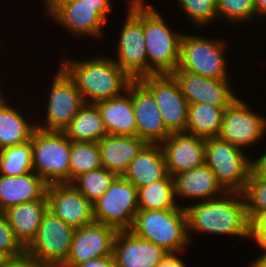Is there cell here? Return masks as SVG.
I'll use <instances>...</instances> for the list:
<instances>
[{
	"mask_svg": "<svg viewBox=\"0 0 266 267\" xmlns=\"http://www.w3.org/2000/svg\"><path fill=\"white\" fill-rule=\"evenodd\" d=\"M31 145L33 171L48 185L69 183L71 140L66 134L36 128Z\"/></svg>",
	"mask_w": 266,
	"mask_h": 267,
	"instance_id": "5b68a950",
	"label": "cell"
},
{
	"mask_svg": "<svg viewBox=\"0 0 266 267\" xmlns=\"http://www.w3.org/2000/svg\"><path fill=\"white\" fill-rule=\"evenodd\" d=\"M177 254L178 253H168L156 267H186Z\"/></svg>",
	"mask_w": 266,
	"mask_h": 267,
	"instance_id": "b9f144b4",
	"label": "cell"
},
{
	"mask_svg": "<svg viewBox=\"0 0 266 267\" xmlns=\"http://www.w3.org/2000/svg\"><path fill=\"white\" fill-rule=\"evenodd\" d=\"M225 109L205 103L189 104L184 133L205 139L218 137Z\"/></svg>",
	"mask_w": 266,
	"mask_h": 267,
	"instance_id": "f1b7e54d",
	"label": "cell"
},
{
	"mask_svg": "<svg viewBox=\"0 0 266 267\" xmlns=\"http://www.w3.org/2000/svg\"><path fill=\"white\" fill-rule=\"evenodd\" d=\"M174 181L175 196L193 198L203 201L219 197L216 194L227 191L218 182L212 170L206 165H201L189 171H184L172 176Z\"/></svg>",
	"mask_w": 266,
	"mask_h": 267,
	"instance_id": "603a6c76",
	"label": "cell"
},
{
	"mask_svg": "<svg viewBox=\"0 0 266 267\" xmlns=\"http://www.w3.org/2000/svg\"><path fill=\"white\" fill-rule=\"evenodd\" d=\"M9 260L10 257L6 253L0 251V267H6Z\"/></svg>",
	"mask_w": 266,
	"mask_h": 267,
	"instance_id": "bcb514c9",
	"label": "cell"
},
{
	"mask_svg": "<svg viewBox=\"0 0 266 267\" xmlns=\"http://www.w3.org/2000/svg\"><path fill=\"white\" fill-rule=\"evenodd\" d=\"M249 238L255 240L266 255V213H248Z\"/></svg>",
	"mask_w": 266,
	"mask_h": 267,
	"instance_id": "74e56055",
	"label": "cell"
},
{
	"mask_svg": "<svg viewBox=\"0 0 266 267\" xmlns=\"http://www.w3.org/2000/svg\"><path fill=\"white\" fill-rule=\"evenodd\" d=\"M60 67L75 82L86 103H97L119 96L132 81L114 59L106 57L75 62L66 59Z\"/></svg>",
	"mask_w": 266,
	"mask_h": 267,
	"instance_id": "7a4b0ae2",
	"label": "cell"
},
{
	"mask_svg": "<svg viewBox=\"0 0 266 267\" xmlns=\"http://www.w3.org/2000/svg\"><path fill=\"white\" fill-rule=\"evenodd\" d=\"M6 267H51L50 265L41 262L39 259L27 254L22 253L19 256L10 258Z\"/></svg>",
	"mask_w": 266,
	"mask_h": 267,
	"instance_id": "f35d334b",
	"label": "cell"
},
{
	"mask_svg": "<svg viewBox=\"0 0 266 267\" xmlns=\"http://www.w3.org/2000/svg\"><path fill=\"white\" fill-rule=\"evenodd\" d=\"M139 81L153 94L170 133H184L189 103L171 74L145 76Z\"/></svg>",
	"mask_w": 266,
	"mask_h": 267,
	"instance_id": "7c38bea8",
	"label": "cell"
},
{
	"mask_svg": "<svg viewBox=\"0 0 266 267\" xmlns=\"http://www.w3.org/2000/svg\"><path fill=\"white\" fill-rule=\"evenodd\" d=\"M189 104L205 103L227 108L236 99L228 79H213L196 75L178 67L171 73Z\"/></svg>",
	"mask_w": 266,
	"mask_h": 267,
	"instance_id": "9a60e30c",
	"label": "cell"
},
{
	"mask_svg": "<svg viewBox=\"0 0 266 267\" xmlns=\"http://www.w3.org/2000/svg\"><path fill=\"white\" fill-rule=\"evenodd\" d=\"M127 19L120 33L117 61L132 79L148 76V59L143 32V0H129Z\"/></svg>",
	"mask_w": 266,
	"mask_h": 267,
	"instance_id": "52a82bcc",
	"label": "cell"
},
{
	"mask_svg": "<svg viewBox=\"0 0 266 267\" xmlns=\"http://www.w3.org/2000/svg\"><path fill=\"white\" fill-rule=\"evenodd\" d=\"M143 32L148 59V76L171 74L179 64L183 34L171 31L157 9L144 5Z\"/></svg>",
	"mask_w": 266,
	"mask_h": 267,
	"instance_id": "277c9868",
	"label": "cell"
},
{
	"mask_svg": "<svg viewBox=\"0 0 266 267\" xmlns=\"http://www.w3.org/2000/svg\"><path fill=\"white\" fill-rule=\"evenodd\" d=\"M51 87L46 125H35L43 131L63 132L85 102L75 82L60 66Z\"/></svg>",
	"mask_w": 266,
	"mask_h": 267,
	"instance_id": "4fadbf2b",
	"label": "cell"
},
{
	"mask_svg": "<svg viewBox=\"0 0 266 267\" xmlns=\"http://www.w3.org/2000/svg\"><path fill=\"white\" fill-rule=\"evenodd\" d=\"M69 183L80 174L102 168L98 142L71 141Z\"/></svg>",
	"mask_w": 266,
	"mask_h": 267,
	"instance_id": "4dcf8cb0",
	"label": "cell"
},
{
	"mask_svg": "<svg viewBox=\"0 0 266 267\" xmlns=\"http://www.w3.org/2000/svg\"><path fill=\"white\" fill-rule=\"evenodd\" d=\"M259 178L266 180V153H263L256 161L252 160L251 169Z\"/></svg>",
	"mask_w": 266,
	"mask_h": 267,
	"instance_id": "60d3db41",
	"label": "cell"
},
{
	"mask_svg": "<svg viewBox=\"0 0 266 267\" xmlns=\"http://www.w3.org/2000/svg\"><path fill=\"white\" fill-rule=\"evenodd\" d=\"M46 197L48 210L74 229L94 222L93 204L71 183L49 184Z\"/></svg>",
	"mask_w": 266,
	"mask_h": 267,
	"instance_id": "ac0fdd59",
	"label": "cell"
},
{
	"mask_svg": "<svg viewBox=\"0 0 266 267\" xmlns=\"http://www.w3.org/2000/svg\"><path fill=\"white\" fill-rule=\"evenodd\" d=\"M168 253L164 248L125 230L117 232L112 255L117 267H156Z\"/></svg>",
	"mask_w": 266,
	"mask_h": 267,
	"instance_id": "ffe728a7",
	"label": "cell"
},
{
	"mask_svg": "<svg viewBox=\"0 0 266 267\" xmlns=\"http://www.w3.org/2000/svg\"><path fill=\"white\" fill-rule=\"evenodd\" d=\"M113 227L93 222L75 230L68 258L60 267H75L91 259L110 256L117 234Z\"/></svg>",
	"mask_w": 266,
	"mask_h": 267,
	"instance_id": "2e32d148",
	"label": "cell"
},
{
	"mask_svg": "<svg viewBox=\"0 0 266 267\" xmlns=\"http://www.w3.org/2000/svg\"><path fill=\"white\" fill-rule=\"evenodd\" d=\"M47 209L48 202L45 195L40 200L14 205L2 212L17 240L25 249L34 240Z\"/></svg>",
	"mask_w": 266,
	"mask_h": 267,
	"instance_id": "484cf974",
	"label": "cell"
},
{
	"mask_svg": "<svg viewBox=\"0 0 266 267\" xmlns=\"http://www.w3.org/2000/svg\"><path fill=\"white\" fill-rule=\"evenodd\" d=\"M254 6L258 16L266 15V0H254Z\"/></svg>",
	"mask_w": 266,
	"mask_h": 267,
	"instance_id": "7bdbcfd3",
	"label": "cell"
},
{
	"mask_svg": "<svg viewBox=\"0 0 266 267\" xmlns=\"http://www.w3.org/2000/svg\"><path fill=\"white\" fill-rule=\"evenodd\" d=\"M242 194L247 213H266V180L259 178L252 170Z\"/></svg>",
	"mask_w": 266,
	"mask_h": 267,
	"instance_id": "836d02e7",
	"label": "cell"
},
{
	"mask_svg": "<svg viewBox=\"0 0 266 267\" xmlns=\"http://www.w3.org/2000/svg\"><path fill=\"white\" fill-rule=\"evenodd\" d=\"M0 251L6 253L10 258L25 252V248L17 240L8 220L2 213H0Z\"/></svg>",
	"mask_w": 266,
	"mask_h": 267,
	"instance_id": "8d00e7d4",
	"label": "cell"
},
{
	"mask_svg": "<svg viewBox=\"0 0 266 267\" xmlns=\"http://www.w3.org/2000/svg\"><path fill=\"white\" fill-rule=\"evenodd\" d=\"M75 267H117L113 255L88 260Z\"/></svg>",
	"mask_w": 266,
	"mask_h": 267,
	"instance_id": "ab89813d",
	"label": "cell"
},
{
	"mask_svg": "<svg viewBox=\"0 0 266 267\" xmlns=\"http://www.w3.org/2000/svg\"><path fill=\"white\" fill-rule=\"evenodd\" d=\"M180 7L192 22L206 25L217 18L216 0H179Z\"/></svg>",
	"mask_w": 266,
	"mask_h": 267,
	"instance_id": "d590c367",
	"label": "cell"
},
{
	"mask_svg": "<svg viewBox=\"0 0 266 267\" xmlns=\"http://www.w3.org/2000/svg\"><path fill=\"white\" fill-rule=\"evenodd\" d=\"M125 93H127L126 96L121 94L95 103L108 135L137 136L132 96L128 90Z\"/></svg>",
	"mask_w": 266,
	"mask_h": 267,
	"instance_id": "d4e9b609",
	"label": "cell"
},
{
	"mask_svg": "<svg viewBox=\"0 0 266 267\" xmlns=\"http://www.w3.org/2000/svg\"><path fill=\"white\" fill-rule=\"evenodd\" d=\"M205 164L227 192L242 193L252 169V160L241 148L219 137L206 139Z\"/></svg>",
	"mask_w": 266,
	"mask_h": 267,
	"instance_id": "8992f818",
	"label": "cell"
},
{
	"mask_svg": "<svg viewBox=\"0 0 266 267\" xmlns=\"http://www.w3.org/2000/svg\"><path fill=\"white\" fill-rule=\"evenodd\" d=\"M217 16L226 17L229 21H248L255 17L254 0H216Z\"/></svg>",
	"mask_w": 266,
	"mask_h": 267,
	"instance_id": "e575fe53",
	"label": "cell"
},
{
	"mask_svg": "<svg viewBox=\"0 0 266 267\" xmlns=\"http://www.w3.org/2000/svg\"><path fill=\"white\" fill-rule=\"evenodd\" d=\"M36 125H31L17 108L6 104L0 95V150L31 140Z\"/></svg>",
	"mask_w": 266,
	"mask_h": 267,
	"instance_id": "83f0119b",
	"label": "cell"
},
{
	"mask_svg": "<svg viewBox=\"0 0 266 267\" xmlns=\"http://www.w3.org/2000/svg\"><path fill=\"white\" fill-rule=\"evenodd\" d=\"M130 231L169 253L179 252L190 241L184 208L139 210Z\"/></svg>",
	"mask_w": 266,
	"mask_h": 267,
	"instance_id": "3957f363",
	"label": "cell"
},
{
	"mask_svg": "<svg viewBox=\"0 0 266 267\" xmlns=\"http://www.w3.org/2000/svg\"><path fill=\"white\" fill-rule=\"evenodd\" d=\"M47 186L34 171L20 176L0 174V213L11 206L42 199Z\"/></svg>",
	"mask_w": 266,
	"mask_h": 267,
	"instance_id": "44dd1931",
	"label": "cell"
},
{
	"mask_svg": "<svg viewBox=\"0 0 266 267\" xmlns=\"http://www.w3.org/2000/svg\"><path fill=\"white\" fill-rule=\"evenodd\" d=\"M89 5H111L110 0H84Z\"/></svg>",
	"mask_w": 266,
	"mask_h": 267,
	"instance_id": "f6af8a7d",
	"label": "cell"
},
{
	"mask_svg": "<svg viewBox=\"0 0 266 267\" xmlns=\"http://www.w3.org/2000/svg\"><path fill=\"white\" fill-rule=\"evenodd\" d=\"M139 210H168L184 208L175 199L173 177L169 174L161 180L137 189Z\"/></svg>",
	"mask_w": 266,
	"mask_h": 267,
	"instance_id": "f546056e",
	"label": "cell"
},
{
	"mask_svg": "<svg viewBox=\"0 0 266 267\" xmlns=\"http://www.w3.org/2000/svg\"><path fill=\"white\" fill-rule=\"evenodd\" d=\"M33 171L31 140L0 150V174L20 176Z\"/></svg>",
	"mask_w": 266,
	"mask_h": 267,
	"instance_id": "1f68e13d",
	"label": "cell"
},
{
	"mask_svg": "<svg viewBox=\"0 0 266 267\" xmlns=\"http://www.w3.org/2000/svg\"><path fill=\"white\" fill-rule=\"evenodd\" d=\"M75 230L47 209L25 252L51 267H60L69 256Z\"/></svg>",
	"mask_w": 266,
	"mask_h": 267,
	"instance_id": "8fae6325",
	"label": "cell"
},
{
	"mask_svg": "<svg viewBox=\"0 0 266 267\" xmlns=\"http://www.w3.org/2000/svg\"><path fill=\"white\" fill-rule=\"evenodd\" d=\"M138 211L137 188L123 176H117L93 204L94 221L117 231L130 230Z\"/></svg>",
	"mask_w": 266,
	"mask_h": 267,
	"instance_id": "ba28073f",
	"label": "cell"
},
{
	"mask_svg": "<svg viewBox=\"0 0 266 267\" xmlns=\"http://www.w3.org/2000/svg\"><path fill=\"white\" fill-rule=\"evenodd\" d=\"M184 209L189 238H191L189 235L191 230L198 233L227 234L249 238L250 220L242 193L226 192L221 198L201 201L198 204L188 205Z\"/></svg>",
	"mask_w": 266,
	"mask_h": 267,
	"instance_id": "6da1fadb",
	"label": "cell"
},
{
	"mask_svg": "<svg viewBox=\"0 0 266 267\" xmlns=\"http://www.w3.org/2000/svg\"><path fill=\"white\" fill-rule=\"evenodd\" d=\"M163 144V145H162ZM206 139L187 133H171L161 147L170 176L205 164Z\"/></svg>",
	"mask_w": 266,
	"mask_h": 267,
	"instance_id": "d6986e66",
	"label": "cell"
},
{
	"mask_svg": "<svg viewBox=\"0 0 266 267\" xmlns=\"http://www.w3.org/2000/svg\"><path fill=\"white\" fill-rule=\"evenodd\" d=\"M222 40L207 39L183 33L178 68L213 79H228Z\"/></svg>",
	"mask_w": 266,
	"mask_h": 267,
	"instance_id": "9c48e42d",
	"label": "cell"
},
{
	"mask_svg": "<svg viewBox=\"0 0 266 267\" xmlns=\"http://www.w3.org/2000/svg\"><path fill=\"white\" fill-rule=\"evenodd\" d=\"M127 90L132 96L137 136L147 144H161L171 133L164 125L153 94L139 80H132Z\"/></svg>",
	"mask_w": 266,
	"mask_h": 267,
	"instance_id": "e0dca14e",
	"label": "cell"
},
{
	"mask_svg": "<svg viewBox=\"0 0 266 267\" xmlns=\"http://www.w3.org/2000/svg\"><path fill=\"white\" fill-rule=\"evenodd\" d=\"M47 13L68 32L100 36L112 5H89L84 0H45Z\"/></svg>",
	"mask_w": 266,
	"mask_h": 267,
	"instance_id": "30bf717a",
	"label": "cell"
},
{
	"mask_svg": "<svg viewBox=\"0 0 266 267\" xmlns=\"http://www.w3.org/2000/svg\"><path fill=\"white\" fill-rule=\"evenodd\" d=\"M168 175L161 144H146L131 161L123 177L137 189Z\"/></svg>",
	"mask_w": 266,
	"mask_h": 267,
	"instance_id": "cb8c5ba5",
	"label": "cell"
},
{
	"mask_svg": "<svg viewBox=\"0 0 266 267\" xmlns=\"http://www.w3.org/2000/svg\"><path fill=\"white\" fill-rule=\"evenodd\" d=\"M249 108L239 98L227 107L218 137L239 148L249 147L260 140L266 132V118Z\"/></svg>",
	"mask_w": 266,
	"mask_h": 267,
	"instance_id": "5bb4252c",
	"label": "cell"
},
{
	"mask_svg": "<svg viewBox=\"0 0 266 267\" xmlns=\"http://www.w3.org/2000/svg\"><path fill=\"white\" fill-rule=\"evenodd\" d=\"M73 142H98L108 135L95 103H84L63 131Z\"/></svg>",
	"mask_w": 266,
	"mask_h": 267,
	"instance_id": "4316f807",
	"label": "cell"
},
{
	"mask_svg": "<svg viewBox=\"0 0 266 267\" xmlns=\"http://www.w3.org/2000/svg\"><path fill=\"white\" fill-rule=\"evenodd\" d=\"M116 177L115 173L102 167L80 174L71 184L94 204L108 190Z\"/></svg>",
	"mask_w": 266,
	"mask_h": 267,
	"instance_id": "d6a6232c",
	"label": "cell"
},
{
	"mask_svg": "<svg viewBox=\"0 0 266 267\" xmlns=\"http://www.w3.org/2000/svg\"><path fill=\"white\" fill-rule=\"evenodd\" d=\"M250 267H266V255H260L253 262L251 261Z\"/></svg>",
	"mask_w": 266,
	"mask_h": 267,
	"instance_id": "ee69618b",
	"label": "cell"
},
{
	"mask_svg": "<svg viewBox=\"0 0 266 267\" xmlns=\"http://www.w3.org/2000/svg\"><path fill=\"white\" fill-rule=\"evenodd\" d=\"M147 143L138 136L106 135L98 141L102 167L123 176L131 161Z\"/></svg>",
	"mask_w": 266,
	"mask_h": 267,
	"instance_id": "7402d4cb",
	"label": "cell"
}]
</instances>
